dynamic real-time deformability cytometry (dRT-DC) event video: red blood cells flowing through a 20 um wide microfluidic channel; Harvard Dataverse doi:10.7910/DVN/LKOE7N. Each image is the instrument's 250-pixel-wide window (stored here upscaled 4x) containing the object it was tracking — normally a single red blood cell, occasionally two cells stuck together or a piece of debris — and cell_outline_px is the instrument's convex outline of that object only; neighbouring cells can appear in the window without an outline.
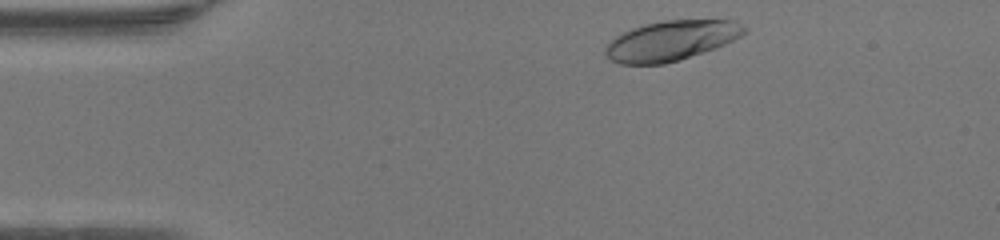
{"species": "human", "species_latin": "Homo sapiens", "temperature_condition": "warm", "stored_images_in_passage": 21, "camera_frame_rate_fps": 3000, "um_per_image_px": 0.085, "donor": {"sex": "female"}, "frame": {"image": 1, "passage_image": 2, "time_ms": 0.333, "image_size_px": [1000, 240], "cell_outline_px": [[748, 32], [716, 48], [680, 60], [664, 64], [620, 64], [612, 60], [604, 52], [604, 48], [616, 36], [632, 28], [644, 24], [664, 20], [732, 20], [748, 28]], "centroid_in_image_um": [57.06, 3.45], "position_along_channel_um": 27.9, "area_um2": 32.25}}
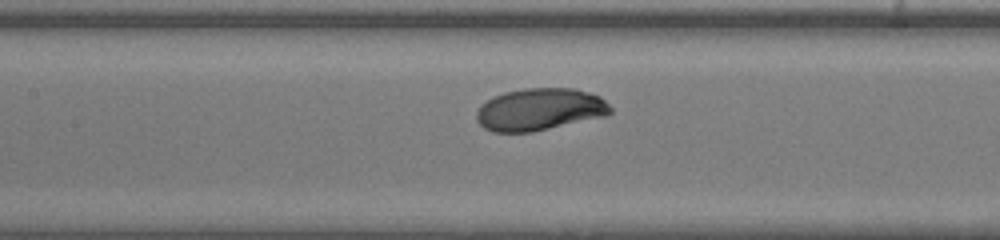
{"frame": {"image": 2, "passage_image": 16, "time_ms": 5.0, "image_size_px": [1000, 240], "cell_outline_px": [[612, 112], [608, 116], [532, 132], [492, 132], [484, 128], [476, 120], [476, 112], [480, 104], [492, 96], [504, 92], [524, 88], [572, 88], [592, 92], [600, 96], [612, 108]], "centroid_in_image_um": [45.88, 9.3], "position_along_channel_um": 161.5, "area_um2": 33.47}}
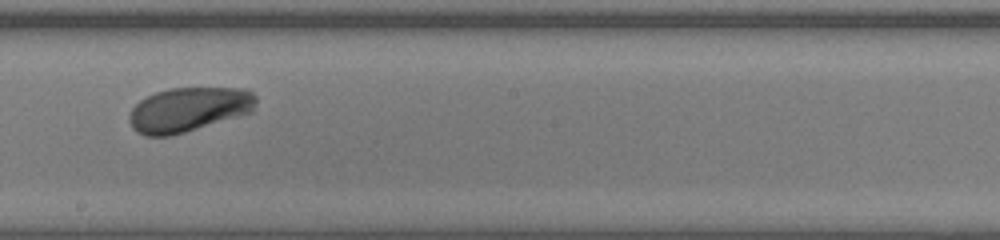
{"frame": {"image": 3, "passage_image": 21, "time_ms": 6.667, "image_size_px": [1000, 240], "cell_outline_px": [[256, 100], [252, 112], [184, 132], [168, 136], [144, 136], [136, 132], [132, 128], [128, 116], [132, 108], [140, 100], [156, 92], [172, 88], [248, 88], [256, 96]], "centroid_in_image_um": [16.02, 9.3], "position_along_channel_um": 232.2, "area_um2": 32.71}}